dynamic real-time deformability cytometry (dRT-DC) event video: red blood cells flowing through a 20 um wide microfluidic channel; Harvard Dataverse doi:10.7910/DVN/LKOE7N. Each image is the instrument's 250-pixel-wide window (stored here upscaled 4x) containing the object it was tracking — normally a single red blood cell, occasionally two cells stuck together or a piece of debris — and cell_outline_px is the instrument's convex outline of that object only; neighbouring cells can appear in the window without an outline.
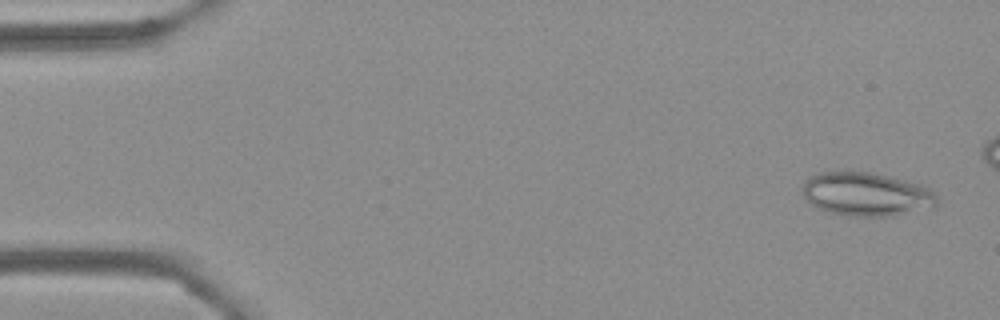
{"species": "Egyptian fruit bat (a non-hibernating species)", "species_latin": "Rousettus aegyptiacus", "temperature_condition": "cold", "stored_images_in_passage": 50, "camera_frame_rate_fps": 3000, "um_per_image_px": 0.085, "frame": {"image": 1, "passage_image": 3, "time_ms": 0.667, "image_size_px": [1000, 320], "cell_outline_px": [[940, 200], [936, 204], [892, 216], [844, 216], [828, 212], [816, 208], [804, 196], [800, 188], [804, 180], [808, 176], [816, 172], [844, 168], [848, 168], [872, 172], [920, 184], [928, 188]], "centroid_in_image_um": [73.49, 16.44], "position_along_channel_um": 11.5, "area_um2": 34.97}}
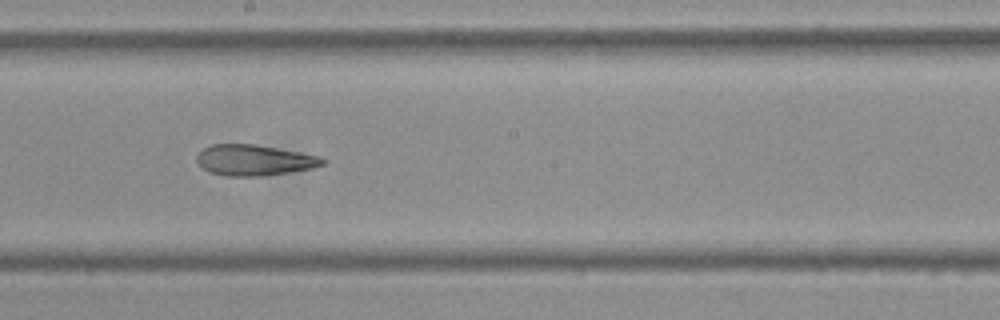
{"frame": {"image": 2, "passage_image": 31, "time_ms": 10.0, "image_size_px": [1000, 320], "cell_outline_px": [[328, 160], [324, 164], [312, 168], [288, 172], [260, 176], [228, 176], [208, 172], [196, 164], [196, 156], [204, 148], [212, 144], [252, 144], [320, 156]], "centroid_in_image_um": [21.57, 13.62], "position_along_channel_um": 226.6, "area_um2": 22.48}}
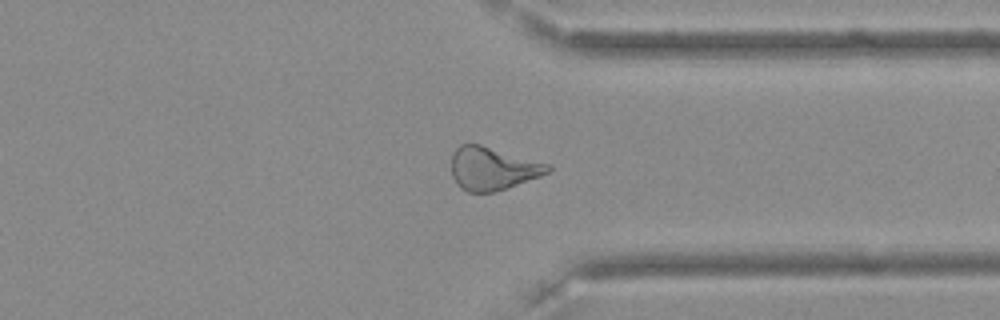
{"frame": {"image": 3, "passage_image": 43, "time_ms": 14.0, "image_size_px": [1000, 320], "cell_outline_px": [[552, 168], [548, 172], [540, 176], [508, 188], [496, 192], [468, 192], [460, 188], [456, 184], [452, 176], [452, 152], [460, 144], [480, 144], [552, 164]], "centroid_in_image_um": [41.88, 14.32], "position_along_channel_um": 369.5, "area_um2": 24.45}, "authors_computed_cell_mechanics": {"area_um2": 24.3338, "velocity_mm_per_s": 3.6094, "shape_relaxation_time_tau1_ms": null, "shape_relaxation_time_tau2_ms": 4.6296, "deformation_change_tau1": null, "deformation_change_tau2": 0.1404}}